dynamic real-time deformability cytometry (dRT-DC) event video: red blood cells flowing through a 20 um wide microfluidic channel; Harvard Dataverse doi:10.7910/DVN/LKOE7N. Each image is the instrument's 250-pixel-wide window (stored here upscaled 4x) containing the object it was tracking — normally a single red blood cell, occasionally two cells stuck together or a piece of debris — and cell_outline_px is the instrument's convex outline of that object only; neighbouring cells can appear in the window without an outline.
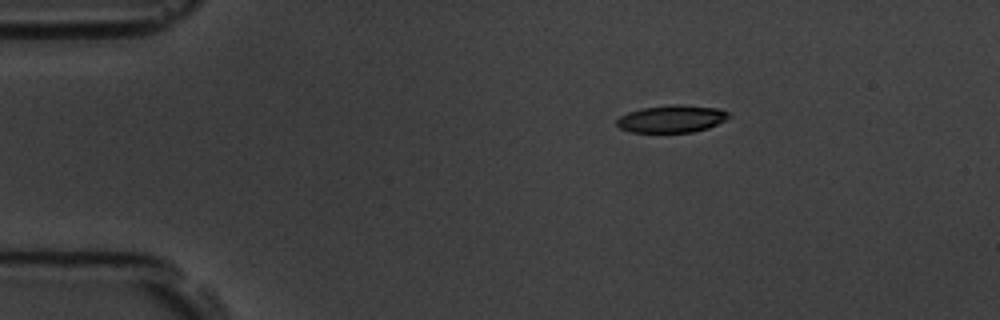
{"species": "common noctule bat (a hibernating species)", "species_latin": "Nyctalus noctula", "temperature_condition": "room temperature", "stored_images_in_passage": 4, "camera_frame_rate_fps": 3000, "um_per_image_px": 0.085, "animal": {"sex": "male", "body_mass_g": 19.5, "forearm_length_mm": 54.6}, "frame": {"image": 1, "passage_image": 1, "time_ms": 0.0, "image_size_px": [1000, 320], "cell_outline_px": [[732, 116], [708, 128], [692, 132], [628, 132], [620, 128], [616, 124], [616, 120], [620, 116], [628, 112], [640, 108], [672, 104], [680, 104], [720, 108], [728, 112]], "centroid_in_image_um": [57.08, 10.09], "position_along_channel_um": 27.9, "area_um2": 18.03}}
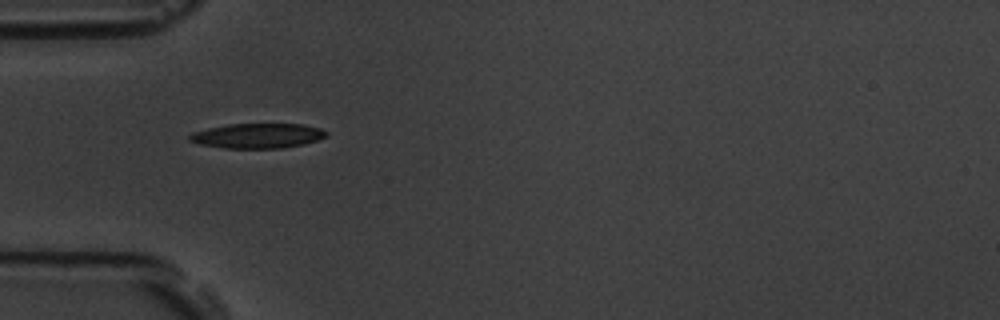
{"frame": {"image": 2, "passage_image": 3, "time_ms": 2.667, "image_size_px": [1000, 320], "cell_outline_px": [[328, 136], [304, 144], [284, 148], [224, 148], [200, 144], [188, 140], [188, 136], [192, 132], [208, 128], [228, 124], [304, 124], [320, 128], [328, 132]], "centroid_in_image_um": [21.9, 11.54], "position_along_channel_um": 63.1, "area_um2": 19.88}}
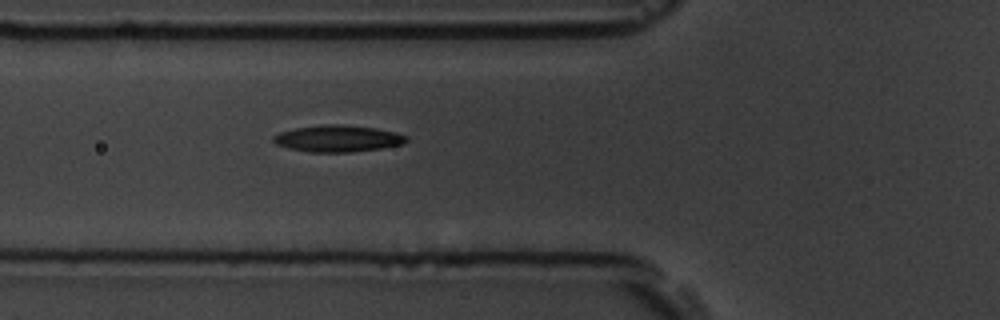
{"frame": {"image": 3, "passage_image": 4, "time_ms": 3.667, "image_size_px": [1000, 320], "cell_outline_px": [[408, 140], [404, 144], [380, 148], [352, 152], [308, 152], [288, 148], [276, 144], [272, 140], [272, 136], [280, 132], [296, 128], [328, 124], [340, 124], [376, 128], [396, 132], [408, 136]], "centroid_in_image_um": [28.73, 11.78], "position_along_channel_um": 97.1, "area_um2": 20.69}}